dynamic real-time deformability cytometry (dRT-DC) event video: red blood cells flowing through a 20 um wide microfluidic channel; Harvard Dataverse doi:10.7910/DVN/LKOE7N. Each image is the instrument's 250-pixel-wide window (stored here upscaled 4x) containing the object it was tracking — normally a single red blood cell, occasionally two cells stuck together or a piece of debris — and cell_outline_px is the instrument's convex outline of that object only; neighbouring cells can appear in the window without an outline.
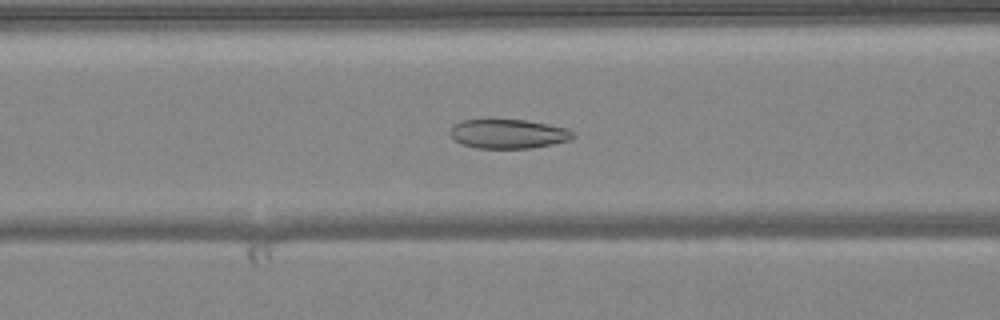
{"species": "common noctule bat (a hibernating species)", "species_latin": "Nyctalus noctula", "temperature_condition": "warm", "stored_images_in_passage": 49, "camera_frame_rate_fps": 3000, "um_per_image_px": 0.085, "animal": {"sex": "female", "body_mass_g": 24.6, "forearm_length_mm": 56.2}, "frame": {"image": 1, "passage_image": 19, "time_ms": 6.0, "image_size_px": [1000, 320], "cell_outline_px": [[576, 136], [568, 140], [552, 144], [532, 148], [476, 148], [460, 144], [448, 132], [452, 124], [460, 120], [488, 116], [524, 120], [548, 124], [568, 128], [576, 132]], "centroid_in_image_um": [43.13, 11.32], "position_along_channel_um": 123.5, "area_um2": 22.02}}
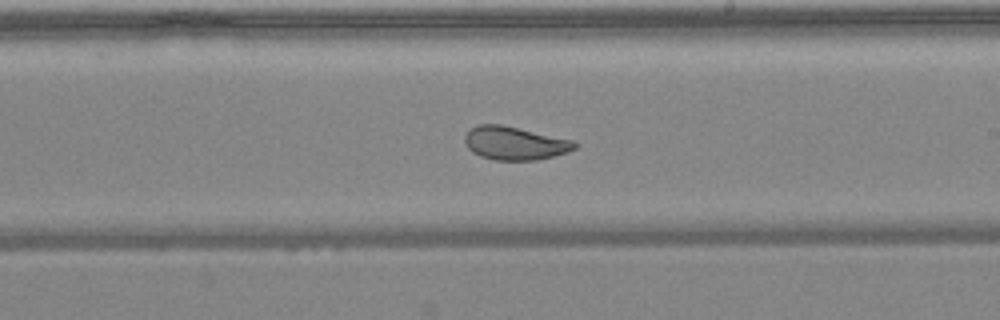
{"frame": {"image": 2, "passage_image": 28, "time_ms": 9.0, "image_size_px": [1000, 320], "cell_outline_px": [[576, 148], [568, 152], [536, 160], [496, 160], [480, 156], [472, 152], [468, 148], [464, 140], [464, 136], [476, 124], [500, 124], [572, 140], [576, 144]], "centroid_in_image_um": [43.72, 12.17], "position_along_channel_um": 245.3, "area_um2": 21.1}}
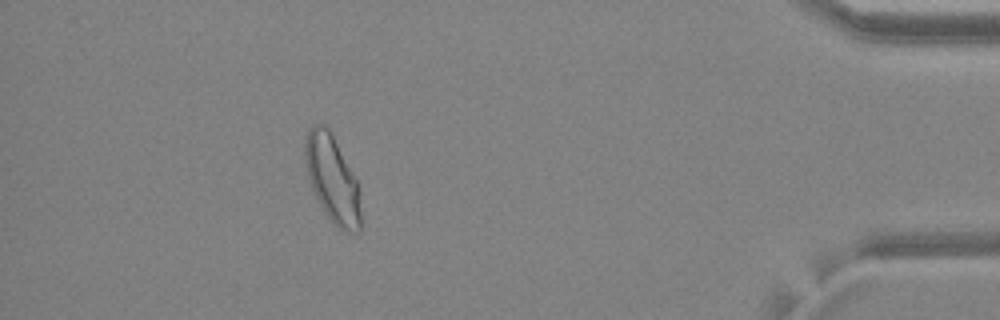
{"frame": {"image": 3, "passage_image": 44, "time_ms": 14.333, "image_size_px": [1000, 320], "cell_outline_px": [[360, 232], [344, 232], [332, 224], [324, 212], [308, 180], [304, 160], [304, 140], [308, 128], [312, 124], [324, 124], [328, 128], [352, 172], [356, 180], [360, 212]], "centroid_in_image_um": [28.19, 15.21], "position_along_channel_um": 407.0, "area_um2": 28.09}, "authors_computed_cell_mechanics": {"area_um2": 25.8366, "velocity_mm_per_s": 4.071, "shape_relaxation_time_tau1_ms": 5.0586, "shape_relaxation_time_tau2_ms": 0.9288, "deformation_change_tau1": 0.1477, "deformation_change_tau2": 0.0674}}